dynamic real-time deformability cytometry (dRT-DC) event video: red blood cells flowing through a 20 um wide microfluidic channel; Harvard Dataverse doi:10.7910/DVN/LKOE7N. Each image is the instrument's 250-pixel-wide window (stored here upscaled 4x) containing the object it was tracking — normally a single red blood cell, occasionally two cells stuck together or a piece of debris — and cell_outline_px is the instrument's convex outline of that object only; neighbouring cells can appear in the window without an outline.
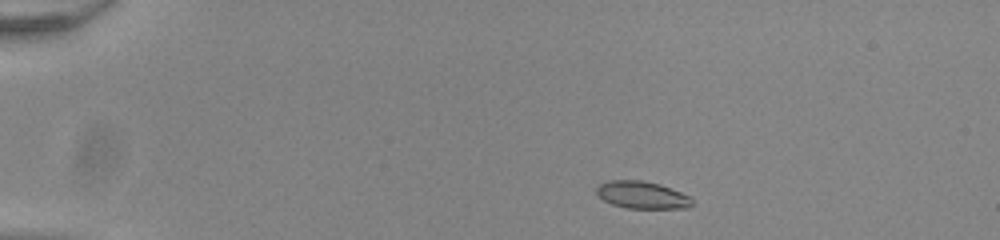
{"species": "common noctule bat (a hibernating species)", "species_latin": "Nyctalus noctula", "temperature_condition": "room temperature", "stored_images_in_passage": 44, "camera_frame_rate_fps": 3000, "um_per_image_px": 0.085, "animal": {"sex": "male", "body_mass_g": 20.0, "forearm_length_mm": 53.3}, "frame": {"image": 1, "passage_image": 1, "time_ms": 0.0, "image_size_px": [1000, 240], "cell_outline_px": [[692, 204], [688, 208], [624, 208], [612, 204], [604, 200], [596, 192], [596, 188], [600, 184], [608, 180], [640, 180], [660, 184], [692, 196]], "centroid_in_image_um": [54.6, 16.57], "position_along_channel_um": 30.4, "area_um2": 15.26}}
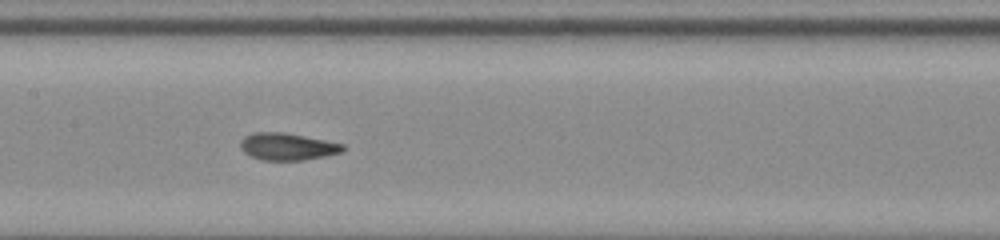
{"frame": {"image": 2, "passage_image": 19, "time_ms": 6.0, "image_size_px": [1000, 240], "cell_outline_px": [[344, 148], [340, 152], [324, 156], [304, 160], [264, 160], [252, 156], [244, 152], [240, 148], [240, 140], [244, 136], [252, 132], [284, 132], [344, 144]], "centroid_in_image_um": [24.38, 12.45], "position_along_channel_um": 183.0, "area_um2": 16.07}}
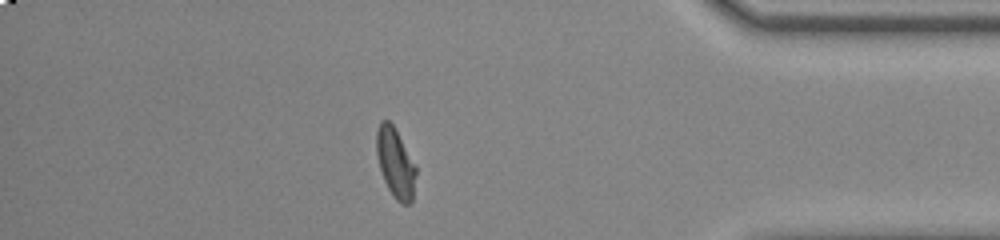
{"frame": {"image": 3, "passage_image": 38, "time_ms": 12.333, "image_size_px": [1000, 240], "cell_outline_px": [[416, 172], [412, 200], [408, 204], [400, 204], [396, 200], [388, 188], [384, 180], [380, 168], [376, 152], [376, 132], [380, 120], [388, 120], [392, 124], [416, 164]], "centroid_in_image_um": [33.61, 13.84], "position_along_channel_um": 401.6, "area_um2": 15.95}, "authors_computed_cell_mechanics": {"area_um2": 15.9528, "velocity_mm_per_s": 3.8949, "shape_relaxation_time_tau1_ms": 7.4442, "shape_relaxation_time_tau2_ms": 1.0453, "deformation_change_tau1": 0.2164, "deformation_change_tau2": 0.0469}}